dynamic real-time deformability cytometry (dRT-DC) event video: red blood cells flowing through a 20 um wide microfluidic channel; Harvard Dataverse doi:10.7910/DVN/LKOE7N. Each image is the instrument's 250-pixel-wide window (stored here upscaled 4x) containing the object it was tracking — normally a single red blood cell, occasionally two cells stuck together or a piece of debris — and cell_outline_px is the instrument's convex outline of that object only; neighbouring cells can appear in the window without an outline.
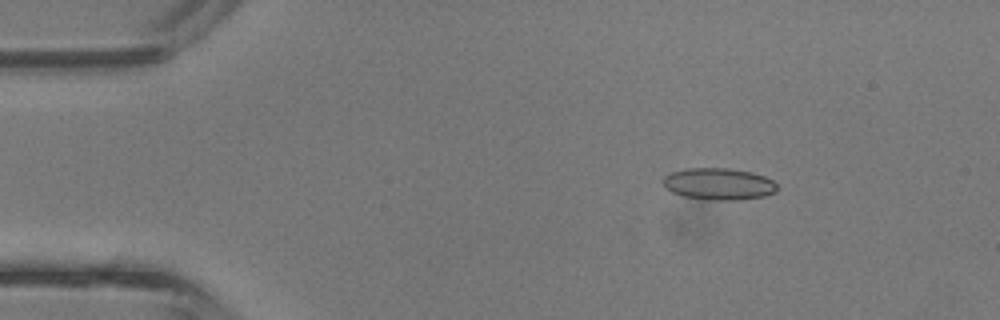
{"species": "common noctule bat (a hibernating species)", "species_latin": "Nyctalus noctula", "temperature_condition": "room temperature", "stored_images_in_passage": 3, "camera_frame_rate_fps": 3000, "um_per_image_px": 0.085, "animal": {"sex": "male", "body_mass_g": 13.3}, "frame": {"image": 1, "passage_image": 2, "time_ms": 0.333, "image_size_px": [1000, 320], "cell_outline_px": [[776, 192], [764, 196], [736, 200], [716, 200], [684, 196], [672, 192], [664, 188], [664, 176], [672, 172], [684, 168], [728, 168], [752, 172], [764, 176], [772, 180], [776, 184]], "centroid_in_image_um": [61.08, 15.63], "position_along_channel_um": 23.9, "area_um2": 21.04}}